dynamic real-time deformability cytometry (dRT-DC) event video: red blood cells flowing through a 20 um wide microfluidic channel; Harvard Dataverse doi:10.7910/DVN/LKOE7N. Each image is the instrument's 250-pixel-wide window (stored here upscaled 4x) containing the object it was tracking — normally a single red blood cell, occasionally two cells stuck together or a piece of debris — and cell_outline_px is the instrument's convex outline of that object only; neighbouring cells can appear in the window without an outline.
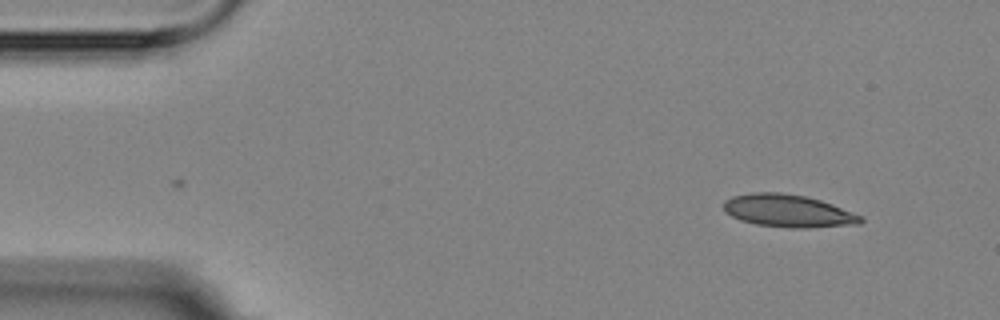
{"species": "Egyptian fruit bat (a non-hibernating species)", "species_latin": "Rousettus aegyptiacus", "temperature_condition": "room temperature", "stored_images_in_passage": 4, "camera_frame_rate_fps": 3000, "um_per_image_px": 0.085, "animal": {"sex": "female"}, "frame": {"image": 1, "passage_image": 4, "time_ms": 3.667, "image_size_px": [1000, 320], "cell_outline_px": [[864, 220], [860, 224], [808, 228], [792, 228], [756, 224], [740, 220], [724, 212], [724, 200], [732, 196], [752, 192], [780, 192], [804, 196], [820, 200], [832, 204], [864, 216]], "centroid_in_image_um": [67.0, 17.92], "position_along_channel_um": 18.0, "area_um2": 26.18}}